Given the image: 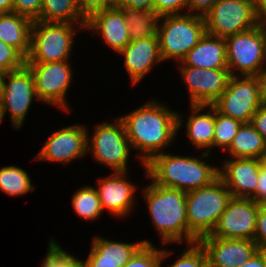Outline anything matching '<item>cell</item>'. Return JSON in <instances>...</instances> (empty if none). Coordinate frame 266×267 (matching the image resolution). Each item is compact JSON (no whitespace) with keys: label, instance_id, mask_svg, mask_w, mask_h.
<instances>
[{"label":"cell","instance_id":"obj_1","mask_svg":"<svg viewBox=\"0 0 266 267\" xmlns=\"http://www.w3.org/2000/svg\"><path fill=\"white\" fill-rule=\"evenodd\" d=\"M119 118L124 123L131 148L140 151L137 155L141 164L163 153L184 124L180 112L169 109L157 100H151Z\"/></svg>","mask_w":266,"mask_h":267},{"label":"cell","instance_id":"obj_2","mask_svg":"<svg viewBox=\"0 0 266 267\" xmlns=\"http://www.w3.org/2000/svg\"><path fill=\"white\" fill-rule=\"evenodd\" d=\"M147 178L153 183L190 192L210 185L219 177L218 166H211L200 157L160 153L142 164Z\"/></svg>","mask_w":266,"mask_h":267},{"label":"cell","instance_id":"obj_3","mask_svg":"<svg viewBox=\"0 0 266 267\" xmlns=\"http://www.w3.org/2000/svg\"><path fill=\"white\" fill-rule=\"evenodd\" d=\"M143 191L152 225L161 236L162 244L183 241L188 244L187 193L153 182Z\"/></svg>","mask_w":266,"mask_h":267},{"label":"cell","instance_id":"obj_4","mask_svg":"<svg viewBox=\"0 0 266 267\" xmlns=\"http://www.w3.org/2000/svg\"><path fill=\"white\" fill-rule=\"evenodd\" d=\"M232 197L219 177L208 186L187 192L188 244L211 235Z\"/></svg>","mask_w":266,"mask_h":267},{"label":"cell","instance_id":"obj_5","mask_svg":"<svg viewBox=\"0 0 266 267\" xmlns=\"http://www.w3.org/2000/svg\"><path fill=\"white\" fill-rule=\"evenodd\" d=\"M161 20L163 22L159 23ZM205 33V20L201 15L183 12L159 17L157 35L162 61L174 59L181 62Z\"/></svg>","mask_w":266,"mask_h":267},{"label":"cell","instance_id":"obj_6","mask_svg":"<svg viewBox=\"0 0 266 267\" xmlns=\"http://www.w3.org/2000/svg\"><path fill=\"white\" fill-rule=\"evenodd\" d=\"M75 26V27H74ZM75 24L65 22L33 21L30 51L26 63L60 62L70 59Z\"/></svg>","mask_w":266,"mask_h":267},{"label":"cell","instance_id":"obj_7","mask_svg":"<svg viewBox=\"0 0 266 267\" xmlns=\"http://www.w3.org/2000/svg\"><path fill=\"white\" fill-rule=\"evenodd\" d=\"M92 133L91 138L87 133V152L91 151L97 162L110 167L113 172H128L132 150L123 121L118 117L114 123L101 122Z\"/></svg>","mask_w":266,"mask_h":267},{"label":"cell","instance_id":"obj_8","mask_svg":"<svg viewBox=\"0 0 266 267\" xmlns=\"http://www.w3.org/2000/svg\"><path fill=\"white\" fill-rule=\"evenodd\" d=\"M225 42L230 75L237 76V70L241 76H259L266 69L265 37L259 25L227 37Z\"/></svg>","mask_w":266,"mask_h":267},{"label":"cell","instance_id":"obj_9","mask_svg":"<svg viewBox=\"0 0 266 267\" xmlns=\"http://www.w3.org/2000/svg\"><path fill=\"white\" fill-rule=\"evenodd\" d=\"M206 33L226 39L259 25L251 0H219L204 14Z\"/></svg>","mask_w":266,"mask_h":267},{"label":"cell","instance_id":"obj_10","mask_svg":"<svg viewBox=\"0 0 266 267\" xmlns=\"http://www.w3.org/2000/svg\"><path fill=\"white\" fill-rule=\"evenodd\" d=\"M221 114L250 123L261 106L258 76H230L226 90L212 104Z\"/></svg>","mask_w":266,"mask_h":267},{"label":"cell","instance_id":"obj_11","mask_svg":"<svg viewBox=\"0 0 266 267\" xmlns=\"http://www.w3.org/2000/svg\"><path fill=\"white\" fill-rule=\"evenodd\" d=\"M69 60L49 63H26L31 70L39 101L70 112L66 93L72 82Z\"/></svg>","mask_w":266,"mask_h":267},{"label":"cell","instance_id":"obj_12","mask_svg":"<svg viewBox=\"0 0 266 267\" xmlns=\"http://www.w3.org/2000/svg\"><path fill=\"white\" fill-rule=\"evenodd\" d=\"M5 78L8 80L5 81ZM37 99L34 78L25 64L23 67L5 73L1 95L3 116L10 113L11 123L17 130L26 119L33 99Z\"/></svg>","mask_w":266,"mask_h":267},{"label":"cell","instance_id":"obj_13","mask_svg":"<svg viewBox=\"0 0 266 267\" xmlns=\"http://www.w3.org/2000/svg\"><path fill=\"white\" fill-rule=\"evenodd\" d=\"M261 205L251 198L232 197L211 236L254 241L257 214Z\"/></svg>","mask_w":266,"mask_h":267},{"label":"cell","instance_id":"obj_14","mask_svg":"<svg viewBox=\"0 0 266 267\" xmlns=\"http://www.w3.org/2000/svg\"><path fill=\"white\" fill-rule=\"evenodd\" d=\"M178 68L189 91L190 105H212L226 90L231 76L228 69Z\"/></svg>","mask_w":266,"mask_h":267},{"label":"cell","instance_id":"obj_15","mask_svg":"<svg viewBox=\"0 0 266 267\" xmlns=\"http://www.w3.org/2000/svg\"><path fill=\"white\" fill-rule=\"evenodd\" d=\"M88 129L75 124L60 129L48 137L35 159L57 163H70L86 155Z\"/></svg>","mask_w":266,"mask_h":267},{"label":"cell","instance_id":"obj_16","mask_svg":"<svg viewBox=\"0 0 266 267\" xmlns=\"http://www.w3.org/2000/svg\"><path fill=\"white\" fill-rule=\"evenodd\" d=\"M198 242L206 252L208 267H242L258 252L256 243L250 239H226L207 235Z\"/></svg>","mask_w":266,"mask_h":267},{"label":"cell","instance_id":"obj_17","mask_svg":"<svg viewBox=\"0 0 266 267\" xmlns=\"http://www.w3.org/2000/svg\"><path fill=\"white\" fill-rule=\"evenodd\" d=\"M265 160L228 158L218 169L219 178L235 198H251L256 192L258 175Z\"/></svg>","mask_w":266,"mask_h":267},{"label":"cell","instance_id":"obj_18","mask_svg":"<svg viewBox=\"0 0 266 267\" xmlns=\"http://www.w3.org/2000/svg\"><path fill=\"white\" fill-rule=\"evenodd\" d=\"M127 173L112 172L108 177H101L95 186L103 211L107 210L116 217H127L135 204L136 186L125 177Z\"/></svg>","mask_w":266,"mask_h":267},{"label":"cell","instance_id":"obj_19","mask_svg":"<svg viewBox=\"0 0 266 267\" xmlns=\"http://www.w3.org/2000/svg\"><path fill=\"white\" fill-rule=\"evenodd\" d=\"M85 28L101 35L104 42L116 53L131 42L123 10L117 6L94 13L86 20Z\"/></svg>","mask_w":266,"mask_h":267},{"label":"cell","instance_id":"obj_20","mask_svg":"<svg viewBox=\"0 0 266 267\" xmlns=\"http://www.w3.org/2000/svg\"><path fill=\"white\" fill-rule=\"evenodd\" d=\"M119 54L124 56V65L133 86L143 80L153 65L162 62L157 34L132 40Z\"/></svg>","mask_w":266,"mask_h":267},{"label":"cell","instance_id":"obj_21","mask_svg":"<svg viewBox=\"0 0 266 267\" xmlns=\"http://www.w3.org/2000/svg\"><path fill=\"white\" fill-rule=\"evenodd\" d=\"M90 253L84 267H123L143 244H151L148 240L135 244L94 237Z\"/></svg>","mask_w":266,"mask_h":267},{"label":"cell","instance_id":"obj_22","mask_svg":"<svg viewBox=\"0 0 266 267\" xmlns=\"http://www.w3.org/2000/svg\"><path fill=\"white\" fill-rule=\"evenodd\" d=\"M179 66L228 69L225 39L205 33L199 43L179 62Z\"/></svg>","mask_w":266,"mask_h":267},{"label":"cell","instance_id":"obj_23","mask_svg":"<svg viewBox=\"0 0 266 267\" xmlns=\"http://www.w3.org/2000/svg\"><path fill=\"white\" fill-rule=\"evenodd\" d=\"M191 114L186 121V134L195 148L205 149L202 158L210 157L215 129V108L212 105L191 104ZM209 109L207 113H199ZM207 149V150H206Z\"/></svg>","mask_w":266,"mask_h":267},{"label":"cell","instance_id":"obj_24","mask_svg":"<svg viewBox=\"0 0 266 267\" xmlns=\"http://www.w3.org/2000/svg\"><path fill=\"white\" fill-rule=\"evenodd\" d=\"M32 24L33 21L15 12L0 14V40L26 58L30 51Z\"/></svg>","mask_w":266,"mask_h":267},{"label":"cell","instance_id":"obj_25","mask_svg":"<svg viewBox=\"0 0 266 267\" xmlns=\"http://www.w3.org/2000/svg\"><path fill=\"white\" fill-rule=\"evenodd\" d=\"M232 158L266 159V141L251 123H242L226 150Z\"/></svg>","mask_w":266,"mask_h":267},{"label":"cell","instance_id":"obj_26","mask_svg":"<svg viewBox=\"0 0 266 267\" xmlns=\"http://www.w3.org/2000/svg\"><path fill=\"white\" fill-rule=\"evenodd\" d=\"M38 20L77 24V28L82 29L86 25V19L79 12L76 0H43Z\"/></svg>","mask_w":266,"mask_h":267},{"label":"cell","instance_id":"obj_27","mask_svg":"<svg viewBox=\"0 0 266 267\" xmlns=\"http://www.w3.org/2000/svg\"><path fill=\"white\" fill-rule=\"evenodd\" d=\"M119 8L123 10L131 41L157 34L159 16L153 10L125 7Z\"/></svg>","mask_w":266,"mask_h":267},{"label":"cell","instance_id":"obj_28","mask_svg":"<svg viewBox=\"0 0 266 267\" xmlns=\"http://www.w3.org/2000/svg\"><path fill=\"white\" fill-rule=\"evenodd\" d=\"M0 190L9 196H20L35 190L28 172L17 166H4L0 169Z\"/></svg>","mask_w":266,"mask_h":267},{"label":"cell","instance_id":"obj_29","mask_svg":"<svg viewBox=\"0 0 266 267\" xmlns=\"http://www.w3.org/2000/svg\"><path fill=\"white\" fill-rule=\"evenodd\" d=\"M72 206L80 218L96 220L103 213L96 187L85 186L75 191Z\"/></svg>","mask_w":266,"mask_h":267},{"label":"cell","instance_id":"obj_30","mask_svg":"<svg viewBox=\"0 0 266 267\" xmlns=\"http://www.w3.org/2000/svg\"><path fill=\"white\" fill-rule=\"evenodd\" d=\"M241 122L232 117L223 115L215 109V129L213 147L229 148L234 136L237 134Z\"/></svg>","mask_w":266,"mask_h":267},{"label":"cell","instance_id":"obj_31","mask_svg":"<svg viewBox=\"0 0 266 267\" xmlns=\"http://www.w3.org/2000/svg\"><path fill=\"white\" fill-rule=\"evenodd\" d=\"M173 252L143 244L123 267H162V262Z\"/></svg>","mask_w":266,"mask_h":267},{"label":"cell","instance_id":"obj_32","mask_svg":"<svg viewBox=\"0 0 266 267\" xmlns=\"http://www.w3.org/2000/svg\"><path fill=\"white\" fill-rule=\"evenodd\" d=\"M45 259L41 267H76L82 260L63 250L53 237L51 238Z\"/></svg>","mask_w":266,"mask_h":267},{"label":"cell","instance_id":"obj_33","mask_svg":"<svg viewBox=\"0 0 266 267\" xmlns=\"http://www.w3.org/2000/svg\"><path fill=\"white\" fill-rule=\"evenodd\" d=\"M181 256L168 267H208L207 255L199 242L188 244Z\"/></svg>","mask_w":266,"mask_h":267},{"label":"cell","instance_id":"obj_34","mask_svg":"<svg viewBox=\"0 0 266 267\" xmlns=\"http://www.w3.org/2000/svg\"><path fill=\"white\" fill-rule=\"evenodd\" d=\"M26 58L14 47L0 40V70L7 73L23 67Z\"/></svg>","mask_w":266,"mask_h":267},{"label":"cell","instance_id":"obj_35","mask_svg":"<svg viewBox=\"0 0 266 267\" xmlns=\"http://www.w3.org/2000/svg\"><path fill=\"white\" fill-rule=\"evenodd\" d=\"M186 9V10H185ZM188 0H154L153 11L159 16L179 15L183 10L188 13Z\"/></svg>","mask_w":266,"mask_h":267},{"label":"cell","instance_id":"obj_36","mask_svg":"<svg viewBox=\"0 0 266 267\" xmlns=\"http://www.w3.org/2000/svg\"><path fill=\"white\" fill-rule=\"evenodd\" d=\"M43 0H14L13 12L31 21H37L41 14Z\"/></svg>","mask_w":266,"mask_h":267},{"label":"cell","instance_id":"obj_37","mask_svg":"<svg viewBox=\"0 0 266 267\" xmlns=\"http://www.w3.org/2000/svg\"><path fill=\"white\" fill-rule=\"evenodd\" d=\"M117 0H76L81 15L87 20L98 11L116 6Z\"/></svg>","mask_w":266,"mask_h":267},{"label":"cell","instance_id":"obj_38","mask_svg":"<svg viewBox=\"0 0 266 267\" xmlns=\"http://www.w3.org/2000/svg\"><path fill=\"white\" fill-rule=\"evenodd\" d=\"M254 242L258 251L266 252V205H261L258 210Z\"/></svg>","mask_w":266,"mask_h":267},{"label":"cell","instance_id":"obj_39","mask_svg":"<svg viewBox=\"0 0 266 267\" xmlns=\"http://www.w3.org/2000/svg\"><path fill=\"white\" fill-rule=\"evenodd\" d=\"M251 199L256 203L266 205V161L260 167L256 192Z\"/></svg>","mask_w":266,"mask_h":267},{"label":"cell","instance_id":"obj_40","mask_svg":"<svg viewBox=\"0 0 266 267\" xmlns=\"http://www.w3.org/2000/svg\"><path fill=\"white\" fill-rule=\"evenodd\" d=\"M266 141V106L261 105L250 122Z\"/></svg>","mask_w":266,"mask_h":267},{"label":"cell","instance_id":"obj_41","mask_svg":"<svg viewBox=\"0 0 266 267\" xmlns=\"http://www.w3.org/2000/svg\"><path fill=\"white\" fill-rule=\"evenodd\" d=\"M218 1L219 0H188V13L191 12L192 14L195 13L204 16Z\"/></svg>","mask_w":266,"mask_h":267},{"label":"cell","instance_id":"obj_42","mask_svg":"<svg viewBox=\"0 0 266 267\" xmlns=\"http://www.w3.org/2000/svg\"><path fill=\"white\" fill-rule=\"evenodd\" d=\"M154 0H117V7L153 10Z\"/></svg>","mask_w":266,"mask_h":267},{"label":"cell","instance_id":"obj_43","mask_svg":"<svg viewBox=\"0 0 266 267\" xmlns=\"http://www.w3.org/2000/svg\"><path fill=\"white\" fill-rule=\"evenodd\" d=\"M242 267H266V252L258 251Z\"/></svg>","mask_w":266,"mask_h":267},{"label":"cell","instance_id":"obj_44","mask_svg":"<svg viewBox=\"0 0 266 267\" xmlns=\"http://www.w3.org/2000/svg\"><path fill=\"white\" fill-rule=\"evenodd\" d=\"M261 105L266 106V69L258 76Z\"/></svg>","mask_w":266,"mask_h":267},{"label":"cell","instance_id":"obj_45","mask_svg":"<svg viewBox=\"0 0 266 267\" xmlns=\"http://www.w3.org/2000/svg\"><path fill=\"white\" fill-rule=\"evenodd\" d=\"M257 16L261 19L266 17V0H251Z\"/></svg>","mask_w":266,"mask_h":267},{"label":"cell","instance_id":"obj_46","mask_svg":"<svg viewBox=\"0 0 266 267\" xmlns=\"http://www.w3.org/2000/svg\"><path fill=\"white\" fill-rule=\"evenodd\" d=\"M14 0H0V14L13 12Z\"/></svg>","mask_w":266,"mask_h":267},{"label":"cell","instance_id":"obj_47","mask_svg":"<svg viewBox=\"0 0 266 267\" xmlns=\"http://www.w3.org/2000/svg\"><path fill=\"white\" fill-rule=\"evenodd\" d=\"M259 26L263 31L265 37V46H266V17H263L259 20Z\"/></svg>","mask_w":266,"mask_h":267},{"label":"cell","instance_id":"obj_48","mask_svg":"<svg viewBox=\"0 0 266 267\" xmlns=\"http://www.w3.org/2000/svg\"><path fill=\"white\" fill-rule=\"evenodd\" d=\"M4 76H5V72L0 70V98H1V95H2Z\"/></svg>","mask_w":266,"mask_h":267},{"label":"cell","instance_id":"obj_49","mask_svg":"<svg viewBox=\"0 0 266 267\" xmlns=\"http://www.w3.org/2000/svg\"><path fill=\"white\" fill-rule=\"evenodd\" d=\"M3 118H4V116H3V113H2V105H1V100H0V124L3 121Z\"/></svg>","mask_w":266,"mask_h":267},{"label":"cell","instance_id":"obj_50","mask_svg":"<svg viewBox=\"0 0 266 267\" xmlns=\"http://www.w3.org/2000/svg\"><path fill=\"white\" fill-rule=\"evenodd\" d=\"M76 267H84L83 262L81 261Z\"/></svg>","mask_w":266,"mask_h":267}]
</instances>
